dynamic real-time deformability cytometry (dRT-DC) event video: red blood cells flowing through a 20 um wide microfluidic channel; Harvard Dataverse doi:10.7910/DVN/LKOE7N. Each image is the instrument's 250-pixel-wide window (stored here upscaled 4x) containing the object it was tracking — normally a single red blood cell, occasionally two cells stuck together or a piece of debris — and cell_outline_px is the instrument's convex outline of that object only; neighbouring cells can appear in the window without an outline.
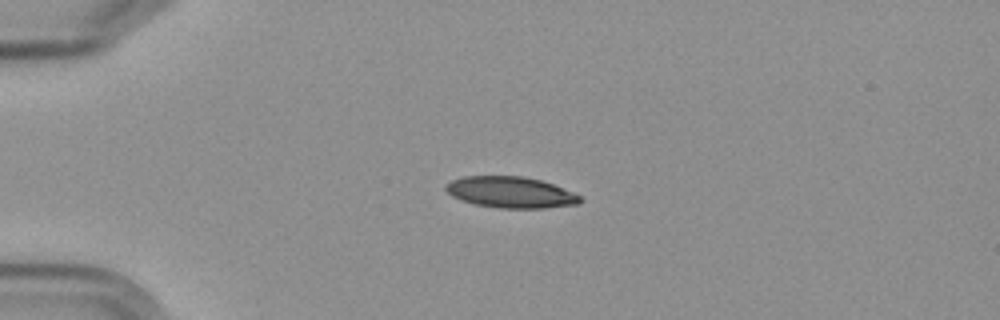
{"species": "Egyptian fruit bat (a non-hibernating species)", "species_latin": "Rousettus aegyptiacus", "temperature_condition": "cold", "stored_images_in_passage": 5, "camera_frame_rate_fps": 3000, "um_per_image_px": 0.085, "frame": {"image": 1, "passage_image": 4, "time_ms": 3.667, "image_size_px": [1000, 320], "cell_outline_px": [[584, 200], [580, 204], [544, 208], [496, 208], [472, 204], [460, 200], [452, 196], [444, 188], [444, 184], [452, 180], [464, 176], [520, 176], [540, 180], [552, 184], [572, 192], [580, 196]], "centroid_in_image_um": [43.38, 16.35], "position_along_channel_um": 41.6, "area_um2": 24.57}}